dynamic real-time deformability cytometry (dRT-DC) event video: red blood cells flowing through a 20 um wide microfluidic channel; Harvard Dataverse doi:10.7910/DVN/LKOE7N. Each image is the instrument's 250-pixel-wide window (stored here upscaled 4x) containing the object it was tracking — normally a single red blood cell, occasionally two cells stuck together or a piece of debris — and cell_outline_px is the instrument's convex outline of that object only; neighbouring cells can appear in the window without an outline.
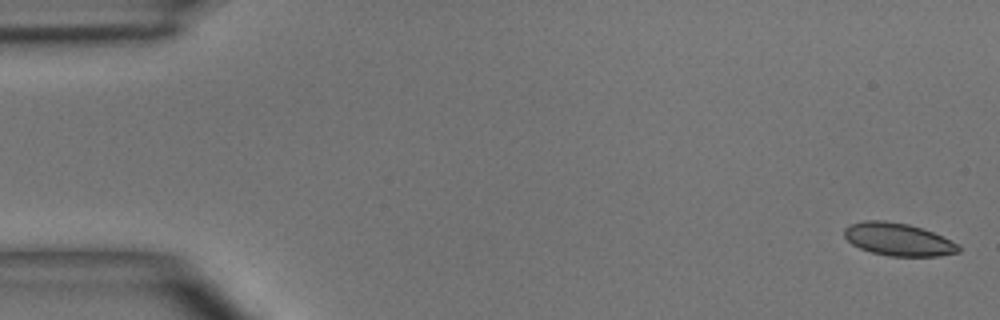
{"species": "common noctule bat (a hibernating species)", "species_latin": "Nyctalus noctula", "temperature_condition": "room temperature", "stored_images_in_passage": 5, "camera_frame_rate_fps": 3000, "um_per_image_px": 0.085, "animal": {"sex": "male", "body_mass_g": 15.6}, "frame": {"image": 1, "passage_image": 1, "time_ms": 0.0, "image_size_px": [1000, 320], "cell_outline_px": [[960, 252], [940, 256], [888, 256], [872, 252], [860, 248], [852, 244], [844, 236], [844, 228], [848, 224], [864, 220], [884, 220], [908, 224], [932, 232], [956, 244], [960, 248]], "centroid_in_image_um": [76.29, 20.34], "position_along_channel_um": 8.7, "area_um2": 21.62}}
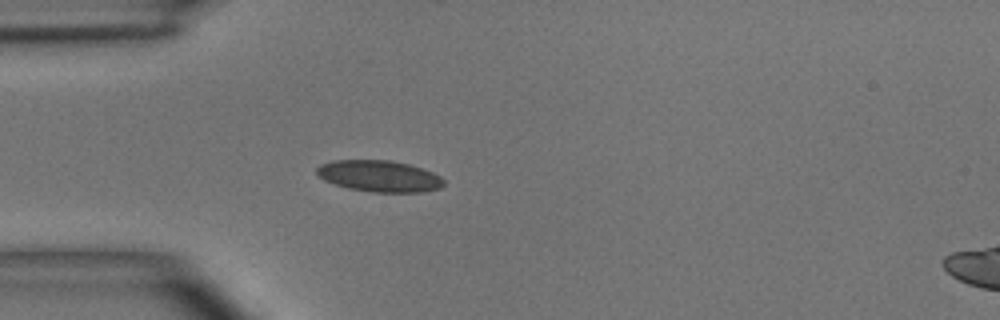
{"frame": {"image": 2, "passage_image": 4, "time_ms": 4.333, "image_size_px": [1000, 320], "cell_outline_px": [[444, 184], [440, 188], [420, 192], [372, 192], [348, 188], [324, 180], [316, 172], [316, 168], [320, 164], [332, 160], [392, 160], [408, 164], [432, 172], [440, 176], [444, 180]], "centroid_in_image_um": [32.23, 14.96], "position_along_channel_um": 52.8, "area_um2": 23.18}}